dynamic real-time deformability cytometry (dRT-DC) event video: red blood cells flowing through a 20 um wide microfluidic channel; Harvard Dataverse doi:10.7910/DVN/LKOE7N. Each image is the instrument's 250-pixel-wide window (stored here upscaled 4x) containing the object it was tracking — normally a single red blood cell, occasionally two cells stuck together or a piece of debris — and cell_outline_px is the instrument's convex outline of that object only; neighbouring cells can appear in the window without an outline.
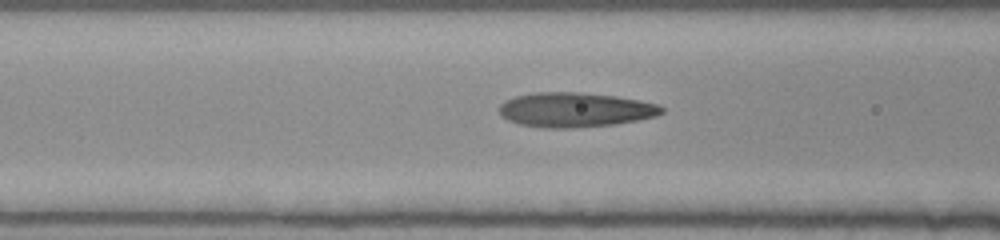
{"species": "human", "species_latin": "Homo sapiens", "temperature_condition": "room temperature", "stored_images_in_passage": 27, "camera_frame_rate_fps": 3000, "um_per_image_px": 0.085, "donor": {"sex": "female"}, "frame": {"image": 1, "passage_image": 18, "time_ms": 5.667, "image_size_px": [1000, 240], "cell_outline_px": [[664, 112], [656, 116], [616, 124], [572, 128], [544, 128], [520, 124], [508, 120], [500, 116], [496, 108], [504, 100], [516, 96], [532, 92], [580, 92], [616, 96], [640, 100], [656, 104], [664, 108]], "centroid_in_image_um": [48.83, 9.33], "position_along_channel_um": 117.8, "area_um2": 33.06}}
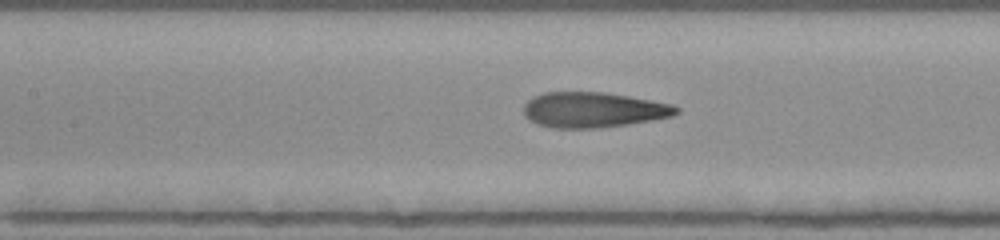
{"frame": {"image": 2, "passage_image": 21, "time_ms": 6.667, "image_size_px": [1000, 240], "cell_outline_px": [[680, 112], [672, 116], [652, 120], [628, 124], [596, 128], [552, 128], [536, 124], [528, 120], [524, 116], [524, 104], [532, 96], [544, 92], [604, 92], [628, 96], [672, 104], [680, 108]], "centroid_in_image_um": [50.4, 9.34], "position_along_channel_um": 157.0, "area_um2": 31.62}}
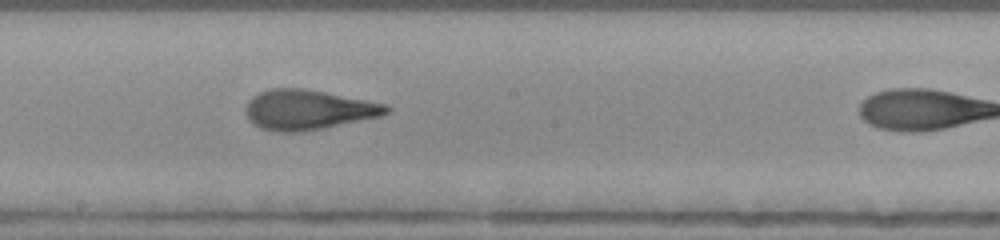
{"frame": {"image": 3, "passage_image": 26, "time_ms": 8.333, "image_size_px": [1000, 240], "cell_outline_px": [[392, 108], [388, 112], [380, 116], [320, 128], [296, 132], [280, 132], [260, 128], [252, 124], [248, 120], [248, 100], [252, 96], [260, 92], [272, 88], [300, 88], [324, 92], [388, 104]], "centroid_in_image_um": [26.18, 9.32], "position_along_channel_um": 222.0, "area_um2": 32.19}}